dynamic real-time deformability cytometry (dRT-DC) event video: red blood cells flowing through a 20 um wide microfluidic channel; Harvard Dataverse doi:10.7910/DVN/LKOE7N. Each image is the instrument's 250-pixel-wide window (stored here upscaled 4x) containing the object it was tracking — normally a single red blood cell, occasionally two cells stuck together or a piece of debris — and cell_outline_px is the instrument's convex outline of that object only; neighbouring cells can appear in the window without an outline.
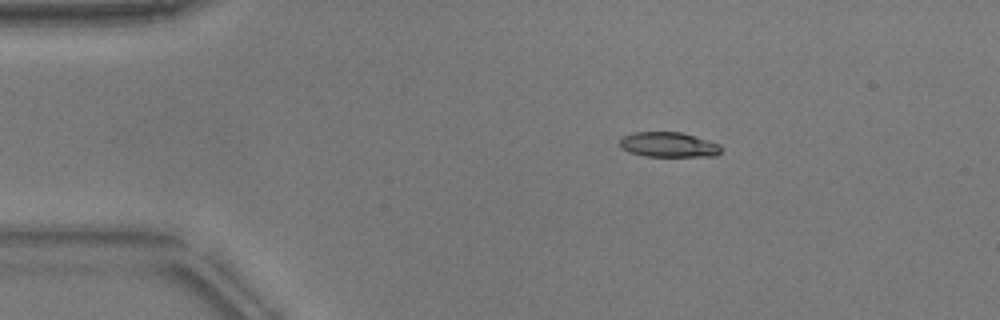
{"species": "common noctule bat (a hibernating species)", "species_latin": "Nyctalus noctula", "temperature_condition": "warm", "stored_images_in_passage": 37, "camera_frame_rate_fps": 3000, "um_per_image_px": 0.085, "animal": {"sex": "male", "body_mass_g": 17.9}, "frame": {"image": 1, "passage_image": 1, "time_ms": 0.0, "image_size_px": [1000, 320], "cell_outline_px": [[724, 148], [716, 156], [644, 156], [628, 152], [620, 148], [620, 136], [632, 132], [680, 132], [708, 140], [720, 144]], "centroid_in_image_um": [56.8, 12.3], "position_along_channel_um": 28.2, "area_um2": 14.97}}
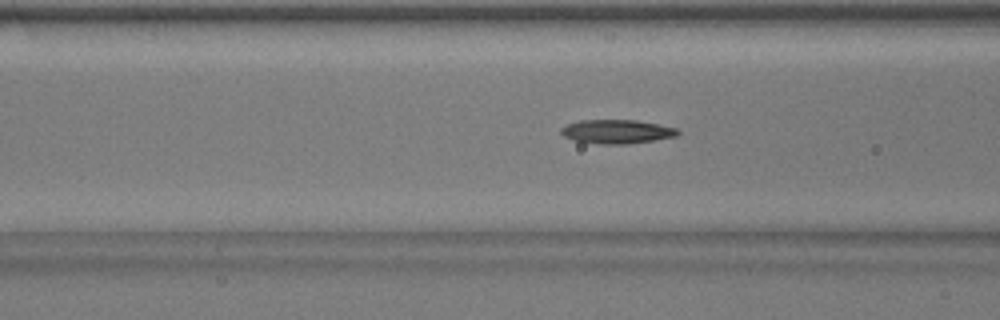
{"frame": {"image": 2, "passage_image": 12, "time_ms": 3.667, "image_size_px": [1000, 320], "cell_outline_px": [[680, 132], [676, 136], [652, 140], [624, 144], [600, 144], [576, 140], [564, 136], [560, 132], [560, 128], [568, 124], [580, 120], [636, 120], [660, 124], [676, 128]], "centroid_in_image_um": [52.43, 11.17], "position_along_channel_um": 114.2, "area_um2": 16.07}}
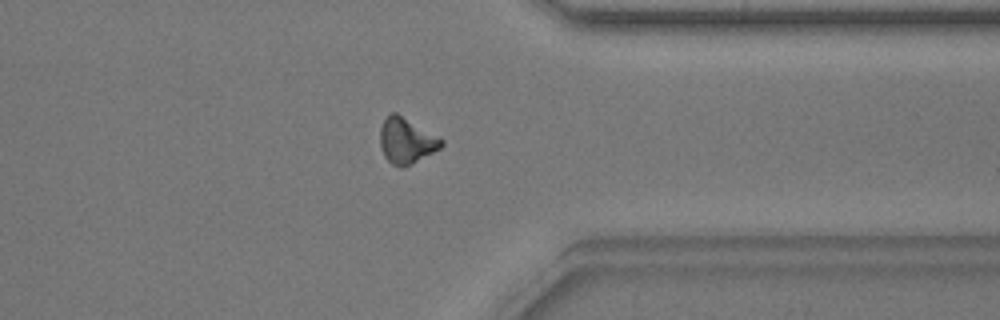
{"frame": {"image": 3, "passage_image": 33, "time_ms": 10.667, "image_size_px": [1000, 320], "cell_outline_px": [[444, 144], [440, 148], [412, 164], [404, 168], [400, 168], [392, 164], [384, 156], [380, 144], [380, 128], [384, 120], [392, 112], [396, 112], [440, 136], [444, 140]], "centroid_in_image_um": [34.56, 11.96], "position_along_channel_um": 376.8, "area_um2": 16.47}, "authors_computed_cell_mechanics": {"area_um2": 15.7216, "velocity_mm_per_s": 3.8372, "shape_relaxation_time_tau1_ms": 4.8545, "shape_relaxation_time_tau2_ms": null, "deformation_change_tau1": 0.1715, "deformation_change_tau2": null}}